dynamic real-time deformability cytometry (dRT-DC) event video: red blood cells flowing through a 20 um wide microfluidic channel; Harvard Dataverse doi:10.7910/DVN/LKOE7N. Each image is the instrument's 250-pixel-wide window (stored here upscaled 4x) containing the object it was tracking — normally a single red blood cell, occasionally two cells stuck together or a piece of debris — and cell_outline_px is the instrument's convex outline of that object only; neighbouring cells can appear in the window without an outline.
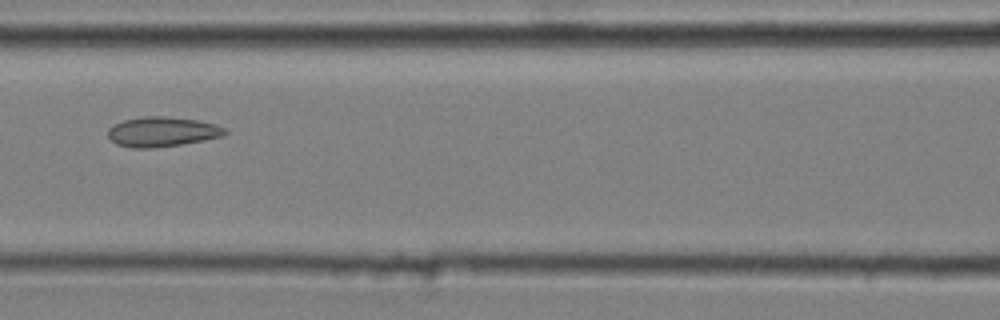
{"species": "common noctule bat (a hibernating species)", "species_latin": "Nyctalus noctula", "temperature_condition": "cold", "stored_images_in_passage": 12, "camera_frame_rate_fps": 3000, "um_per_image_px": 0.085, "animal": {"sex": "male", "body_mass_g": 20.4}, "frame": {"image": 1, "passage_image": 6, "time_ms": 1.667, "image_size_px": [1000, 320], "cell_outline_px": [[228, 132], [224, 136], [204, 140], [180, 144], [152, 148], [132, 148], [116, 144], [108, 136], [108, 128], [112, 124], [124, 120], [144, 116], [164, 116], [196, 120], [216, 124], [224, 128]], "centroid_in_image_um": [13.77, 11.2], "position_along_channel_um": 152.8, "area_um2": 20.35}}
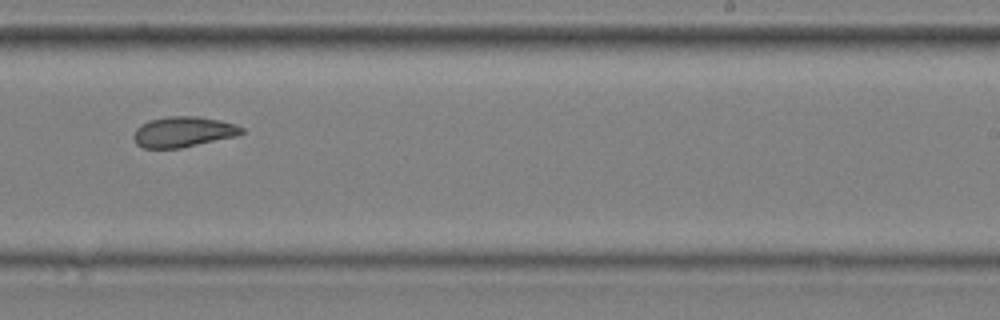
{"frame": {"image": 2, "passage_image": 9, "time_ms": 2.667, "image_size_px": [1000, 320], "cell_outline_px": [[244, 132], [236, 136], [180, 148], [144, 148], [136, 144], [132, 136], [136, 128], [140, 124], [148, 120], [168, 116], [196, 116], [220, 120], [236, 124], [244, 128]], "centroid_in_image_um": [15.55, 11.2], "position_along_channel_um": 273.4, "area_um2": 19.31}}
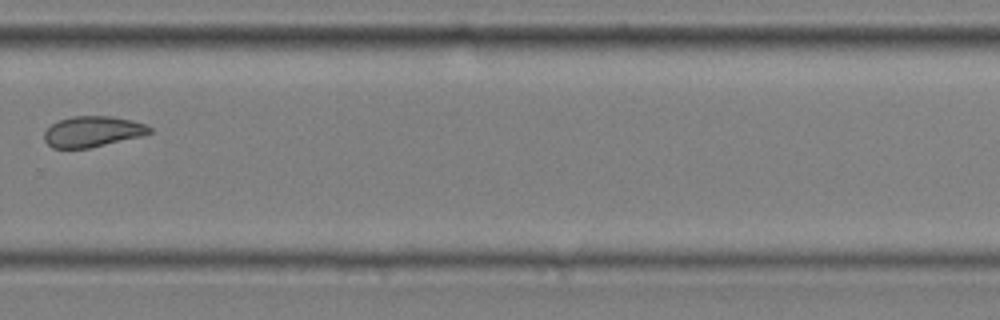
{"frame": {"image": 3, "passage_image": 10, "time_ms": 3.0, "image_size_px": [1000, 320], "cell_outline_px": [[152, 132], [140, 136], [88, 148], [52, 148], [44, 140], [44, 132], [52, 124], [60, 120], [72, 116], [112, 116], [132, 120], [148, 124], [152, 128]], "centroid_in_image_um": [7.88, 11.17], "position_along_channel_um": 321.9, "area_um2": 18.79}}